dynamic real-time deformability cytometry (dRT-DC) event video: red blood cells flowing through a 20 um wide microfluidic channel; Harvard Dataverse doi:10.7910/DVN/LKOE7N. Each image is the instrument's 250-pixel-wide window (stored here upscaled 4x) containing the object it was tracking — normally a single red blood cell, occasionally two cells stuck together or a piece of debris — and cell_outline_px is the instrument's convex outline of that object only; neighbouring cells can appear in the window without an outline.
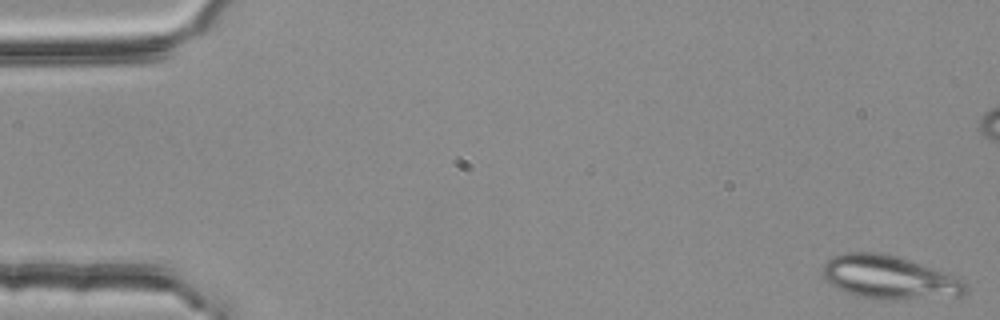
{"species": "common noctule bat (a hibernating species)", "species_latin": "Nyctalus noctula", "temperature_condition": "room temperature", "stored_images_in_passage": 52, "camera_frame_rate_fps": 3000, "um_per_image_px": 0.085, "animal": {"sex": "female", "body_mass_g": 25.1}, "frame": {"image": 1, "passage_image": 1, "time_ms": 0.0, "image_size_px": [1000, 320], "cell_outline_px": [[968, 292], [964, 296], [880, 300], [856, 296], [836, 288], [824, 280], [824, 260], [832, 256], [844, 252], [884, 252], [948, 272], [964, 280], [968, 288]], "centroid_in_image_um": [75.61, 23.57], "position_along_channel_um": 9.4, "area_um2": 36.82}}
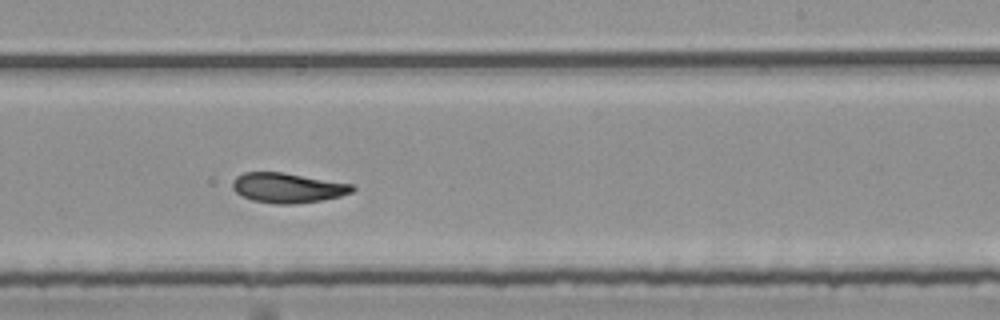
{"frame": {"image": 2, "passage_image": 33, "time_ms": 10.667, "image_size_px": [1000, 320], "cell_outline_px": [[356, 188], [352, 192], [340, 196], [320, 200], [292, 204], [276, 204], [252, 200], [236, 192], [232, 188], [232, 180], [236, 176], [244, 172], [284, 172], [352, 184]], "centroid_in_image_um": [24.43, 15.95], "position_along_channel_um": 264.6, "area_um2": 20.81}}
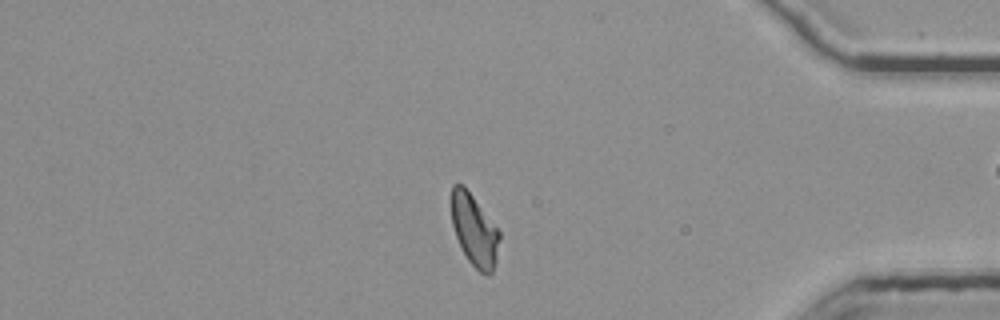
{"frame": {"image": 3, "passage_image": 46, "time_ms": 15.0, "image_size_px": [1000, 320], "cell_outline_px": [[500, 236], [496, 260], [492, 272], [488, 276], [480, 272], [468, 260], [456, 236], [452, 224], [452, 184], [460, 184], [472, 196], [500, 232]], "centroid_in_image_um": [40.33, 19.61], "position_along_channel_um": 394.9, "area_um2": 19.42}, "authors_computed_cell_mechanics": {"area_um2": 21.2993, "velocity_mm_per_s": 3.7579, "shape_relaxation_time_tau1_ms": null, "shape_relaxation_time_tau2_ms": 2.5425, "deformation_change_tau1": null, "deformation_change_tau2": 0.0792}}